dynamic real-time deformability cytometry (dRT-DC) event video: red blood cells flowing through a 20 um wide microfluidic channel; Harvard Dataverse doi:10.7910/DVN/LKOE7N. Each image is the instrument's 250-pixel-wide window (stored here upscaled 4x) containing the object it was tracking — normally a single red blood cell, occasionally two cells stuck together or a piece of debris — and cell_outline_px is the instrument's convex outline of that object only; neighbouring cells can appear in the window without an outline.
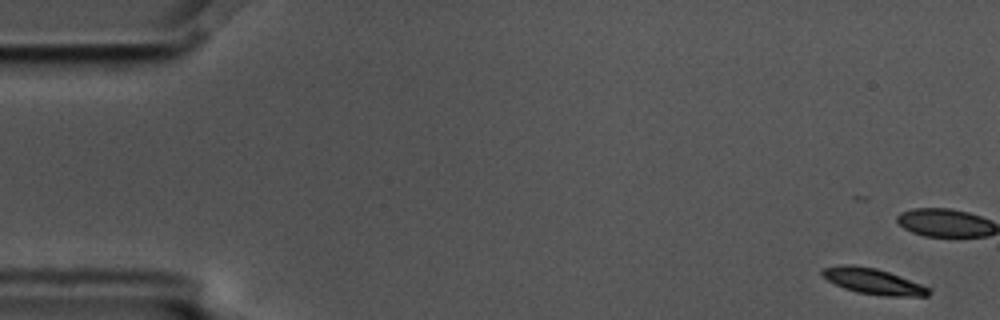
{"species": "common noctule bat (a hibernating species)", "species_latin": "Nyctalus noctula", "temperature_condition": "cold", "stored_images_in_passage": 5, "camera_frame_rate_fps": 3000, "um_per_image_px": 0.085, "animal": {"sex": "male", "body_mass_g": 17.5, "forearm_length_mm": 52.3}, "frame": {"image": 1, "passage_image": 1, "time_ms": 0.0, "image_size_px": [1000, 320], "cell_outline_px": [[932, 292], [928, 296], [884, 296], [856, 292], [844, 288], [828, 280], [820, 272], [824, 268], [840, 264], [852, 264], [876, 268], [900, 276], [932, 288]], "centroid_in_image_um": [74.26, 23.91], "position_along_channel_um": 10.7, "area_um2": 16.07}}
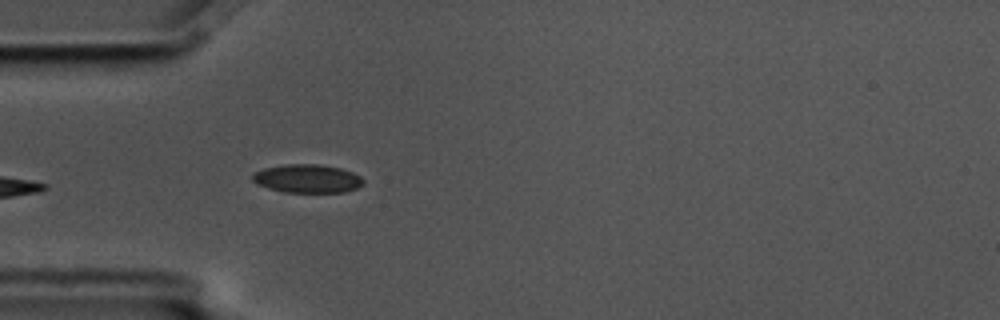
{"frame": {"image": 2, "passage_image": 5, "time_ms": 1.333, "image_size_px": [1000, 320], "cell_outline_px": [[364, 184], [356, 188], [344, 192], [284, 192], [268, 188], [256, 184], [252, 180], [252, 176], [256, 172], [264, 168], [284, 164], [316, 164], [340, 168], [352, 172], [360, 176], [364, 180]], "centroid_in_image_um": [26.12, 15.18], "position_along_channel_um": 58.9, "area_um2": 18.32}}